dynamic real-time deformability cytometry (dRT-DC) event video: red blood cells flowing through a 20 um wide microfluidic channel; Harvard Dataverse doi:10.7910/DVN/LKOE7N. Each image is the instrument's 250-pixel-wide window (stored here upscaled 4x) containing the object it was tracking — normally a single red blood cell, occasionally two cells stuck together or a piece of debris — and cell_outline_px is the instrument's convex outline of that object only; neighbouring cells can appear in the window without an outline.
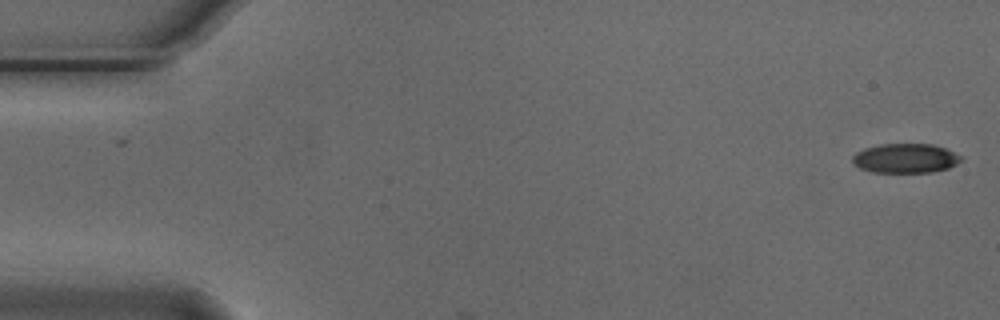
{"species": "Egyptian fruit bat (a non-hibernating species)", "species_latin": "Rousettus aegyptiacus", "temperature_condition": "cold", "stored_images_in_passage": 4, "camera_frame_rate_fps": 3000, "um_per_image_px": 0.085, "animal": {"sex": "male"}, "frame": {"image": 1, "passage_image": 1, "time_ms": 0.0, "image_size_px": [1000, 320], "cell_outline_px": [[964, 156], [956, 164], [948, 168], [932, 172], [872, 172], [860, 168], [852, 160], [852, 156], [856, 152], [864, 148], [880, 144], [932, 144], [944, 148]], "centroid_in_image_um": [76.96, 13.45], "position_along_channel_um": 8.0, "area_um2": 18.55}}